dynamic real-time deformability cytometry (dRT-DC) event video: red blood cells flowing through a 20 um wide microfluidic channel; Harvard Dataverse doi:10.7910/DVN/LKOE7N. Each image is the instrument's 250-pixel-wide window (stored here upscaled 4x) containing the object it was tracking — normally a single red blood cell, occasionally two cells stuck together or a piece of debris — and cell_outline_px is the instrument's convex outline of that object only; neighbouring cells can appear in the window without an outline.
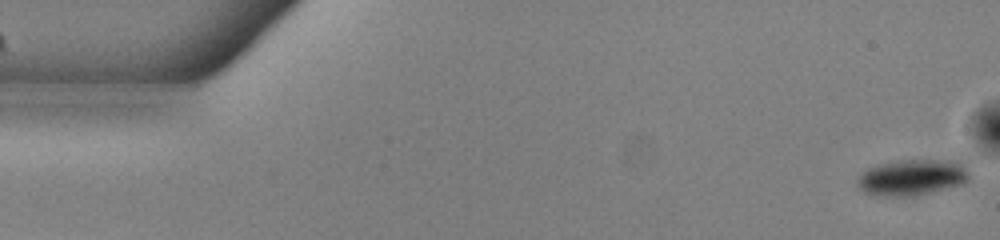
{"species": "common noctule bat (a hibernating species)", "species_latin": "Nyctalus noctula", "temperature_condition": "warm", "stored_images_in_passage": 53, "camera_frame_rate_fps": 3000, "um_per_image_px": 0.085, "animal": {"sex": "male", "body_mass_g": 13.0, "forearm_length_mm": 53.1}, "frame": {"image": 1, "passage_image": 1, "time_ms": 0.0, "image_size_px": [1000, 240], "cell_outline_px": [[968, 180], [960, 184], [916, 196], [872, 196], [856, 188], [856, 180], [868, 168], [880, 164], [900, 160], [964, 160], [968, 172]], "centroid_in_image_um": [77.51, 15.08], "position_along_channel_um": 7.5, "area_um2": 23.76}}
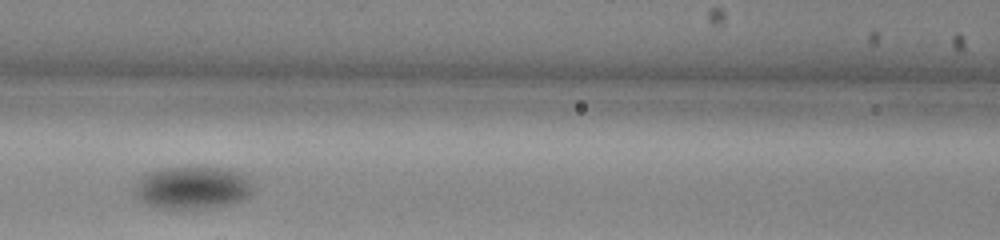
{"frame": {"image": 2, "passage_image": 23, "time_ms": 7.333, "image_size_px": [1000, 240], "cell_outline_px": [[252, 192], [248, 196], [240, 200], [228, 204], [196, 208], [156, 208], [140, 200], [132, 192], [140, 176], [148, 172], [164, 168], [224, 168], [240, 172], [248, 176], [252, 184]], "centroid_in_image_um": [16.33, 15.94], "position_along_channel_um": 150.3, "area_um2": 29.13}}
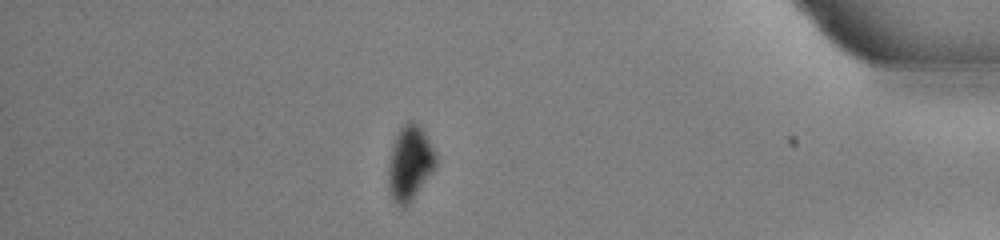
{"frame": {"image": 3, "passage_image": 46, "time_ms": 15.0, "image_size_px": [1000, 240], "cell_outline_px": [[436, 164], [432, 172], [412, 200], [404, 208], [396, 204], [392, 200], [388, 188], [388, 168], [392, 148], [396, 136], [400, 128], [408, 120], [412, 120], [424, 132], [436, 152]], "centroid_in_image_um": [34.83, 13.89], "position_along_channel_um": 400.4, "area_um2": 20.52}, "authors_computed_cell_mechanics": {"area_um2": 25.2586, "velocity_mm_per_s": 3.842, "shape_relaxation_time_tau1_ms": 1.7885, "shape_relaxation_time_tau2_ms": null, "deformation_change_tau1": 0.0651, "deformation_change_tau2": null}}